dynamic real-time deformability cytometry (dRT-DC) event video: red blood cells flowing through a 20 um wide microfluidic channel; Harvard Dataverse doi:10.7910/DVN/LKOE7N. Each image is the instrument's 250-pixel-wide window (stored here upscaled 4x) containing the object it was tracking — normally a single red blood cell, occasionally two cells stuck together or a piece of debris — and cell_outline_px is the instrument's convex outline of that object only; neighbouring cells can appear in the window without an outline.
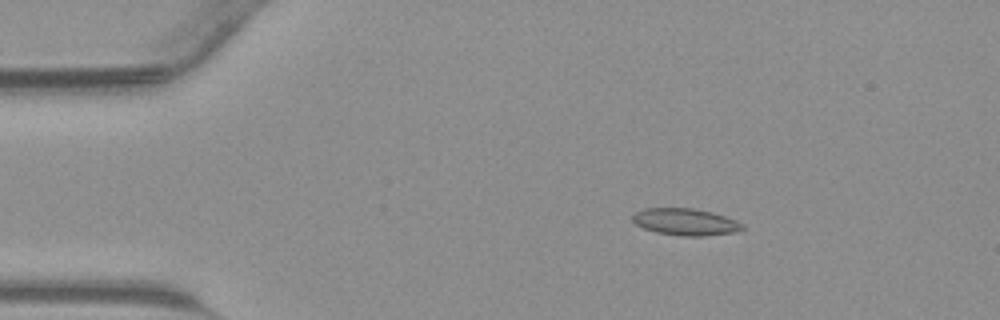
{"species": "common noctule bat (a hibernating species)", "species_latin": "Nyctalus noctula", "temperature_condition": "warm", "stored_images_in_passage": 44, "camera_frame_rate_fps": 3000, "um_per_image_px": 0.085, "animal": {"sex": "male", "body_mass_g": 23.1, "forearm_length_mm": 52.7}, "frame": {"image": 1, "passage_image": 8, "time_ms": 2.333, "image_size_px": [1000, 320], "cell_outline_px": [[744, 228], [736, 232], [704, 236], [684, 236], [656, 232], [644, 228], [636, 224], [632, 220], [632, 216], [636, 212], [644, 208], [692, 208], [712, 212], [736, 220], [744, 224]], "centroid_in_image_um": [58.28, 18.86], "position_along_channel_um": 26.7, "area_um2": 17.17}}
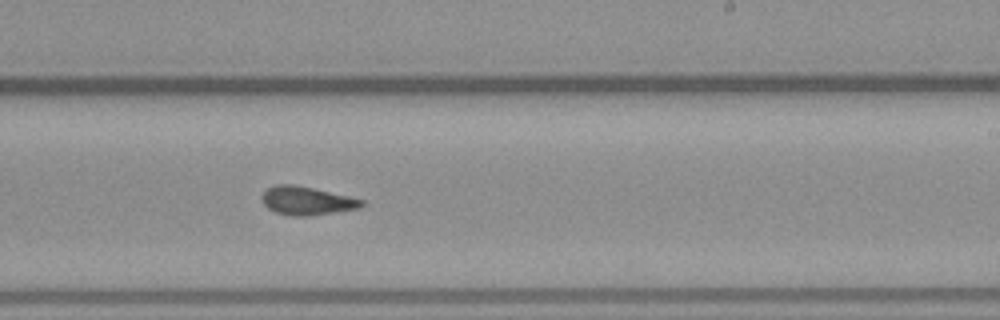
{"frame": {"image": 2, "passage_image": 27, "time_ms": 8.667, "image_size_px": [1000, 320], "cell_outline_px": [[364, 204], [360, 208], [304, 216], [292, 216], [276, 212], [268, 208], [260, 200], [260, 196], [268, 188], [276, 184], [296, 184], [348, 196], [364, 200]], "centroid_in_image_um": [26.03, 17.05], "position_along_channel_um": 263.0, "area_um2": 16.42}}
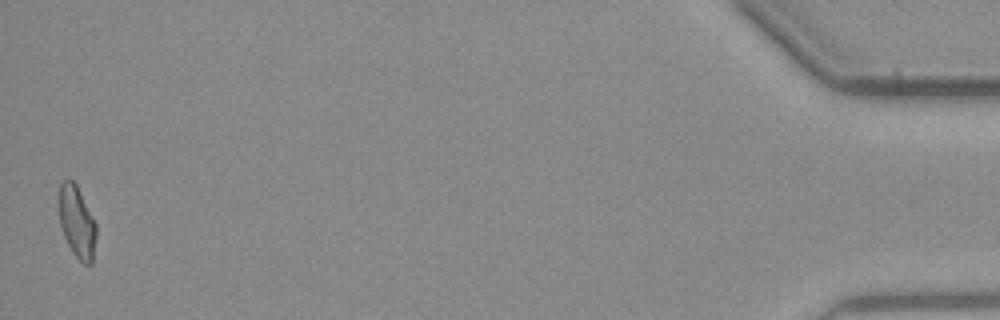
{"frame": {"image": 3, "passage_image": 44, "time_ms": 14.333, "image_size_px": [1000, 320], "cell_outline_px": [[96, 236], [92, 264], [84, 264], [72, 252], [64, 236], [60, 224], [56, 204], [56, 200], [60, 184], [68, 176], [76, 184], [96, 224]], "centroid_in_image_um": [6.48, 18.81], "position_along_channel_um": 428.7, "area_um2": 15.95}}